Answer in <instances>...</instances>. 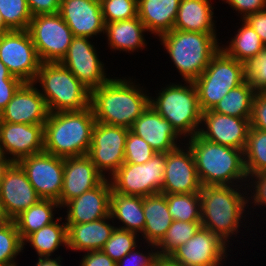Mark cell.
<instances>
[{"label":"cell","mask_w":266,"mask_h":266,"mask_svg":"<svg viewBox=\"0 0 266 266\" xmlns=\"http://www.w3.org/2000/svg\"><path fill=\"white\" fill-rule=\"evenodd\" d=\"M126 78H110L91 90L90 106L96 122L130 129L150 105L148 90Z\"/></svg>","instance_id":"6da1fadb"},{"label":"cell","mask_w":266,"mask_h":266,"mask_svg":"<svg viewBox=\"0 0 266 266\" xmlns=\"http://www.w3.org/2000/svg\"><path fill=\"white\" fill-rule=\"evenodd\" d=\"M186 140L202 186H246L248 176L242 150L213 143L198 133Z\"/></svg>","instance_id":"7a4b0ae2"},{"label":"cell","mask_w":266,"mask_h":266,"mask_svg":"<svg viewBox=\"0 0 266 266\" xmlns=\"http://www.w3.org/2000/svg\"><path fill=\"white\" fill-rule=\"evenodd\" d=\"M199 194L201 226L215 233L229 246L230 238L240 232V226L247 217L244 215L248 208L246 186H202Z\"/></svg>","instance_id":"3957f363"},{"label":"cell","mask_w":266,"mask_h":266,"mask_svg":"<svg viewBox=\"0 0 266 266\" xmlns=\"http://www.w3.org/2000/svg\"><path fill=\"white\" fill-rule=\"evenodd\" d=\"M95 122L91 106L49 113L44 124V151L63 158L87 155Z\"/></svg>","instance_id":"277c9868"},{"label":"cell","mask_w":266,"mask_h":266,"mask_svg":"<svg viewBox=\"0 0 266 266\" xmlns=\"http://www.w3.org/2000/svg\"><path fill=\"white\" fill-rule=\"evenodd\" d=\"M218 35L173 29L159 36L184 81H194L221 49Z\"/></svg>","instance_id":"5b68a950"},{"label":"cell","mask_w":266,"mask_h":266,"mask_svg":"<svg viewBox=\"0 0 266 266\" xmlns=\"http://www.w3.org/2000/svg\"><path fill=\"white\" fill-rule=\"evenodd\" d=\"M33 83L39 84L49 113L80 111L90 106L91 90L60 62L41 63Z\"/></svg>","instance_id":"8992f818"},{"label":"cell","mask_w":266,"mask_h":266,"mask_svg":"<svg viewBox=\"0 0 266 266\" xmlns=\"http://www.w3.org/2000/svg\"><path fill=\"white\" fill-rule=\"evenodd\" d=\"M184 83H170L166 87H162L158 96H150V105L186 141V138L193 137L199 132L202 111L193 81Z\"/></svg>","instance_id":"52a82bcc"},{"label":"cell","mask_w":266,"mask_h":266,"mask_svg":"<svg viewBox=\"0 0 266 266\" xmlns=\"http://www.w3.org/2000/svg\"><path fill=\"white\" fill-rule=\"evenodd\" d=\"M246 81V64L220 49L203 73L193 81L202 112L211 110L231 89Z\"/></svg>","instance_id":"ba28073f"},{"label":"cell","mask_w":266,"mask_h":266,"mask_svg":"<svg viewBox=\"0 0 266 266\" xmlns=\"http://www.w3.org/2000/svg\"><path fill=\"white\" fill-rule=\"evenodd\" d=\"M166 153H155L144 164L123 163L111 176L115 192L145 197L160 193L164 179Z\"/></svg>","instance_id":"9c48e42d"},{"label":"cell","mask_w":266,"mask_h":266,"mask_svg":"<svg viewBox=\"0 0 266 266\" xmlns=\"http://www.w3.org/2000/svg\"><path fill=\"white\" fill-rule=\"evenodd\" d=\"M27 30L42 63L61 62L74 38L59 13L32 16Z\"/></svg>","instance_id":"30bf717a"},{"label":"cell","mask_w":266,"mask_h":266,"mask_svg":"<svg viewBox=\"0 0 266 266\" xmlns=\"http://www.w3.org/2000/svg\"><path fill=\"white\" fill-rule=\"evenodd\" d=\"M0 60L23 82H34L42 63L28 30H9L0 36Z\"/></svg>","instance_id":"8fae6325"},{"label":"cell","mask_w":266,"mask_h":266,"mask_svg":"<svg viewBox=\"0 0 266 266\" xmlns=\"http://www.w3.org/2000/svg\"><path fill=\"white\" fill-rule=\"evenodd\" d=\"M129 130L121 126L95 122L87 155L105 178L112 176L124 163V148ZM106 173L109 175H105Z\"/></svg>","instance_id":"7c38bea8"},{"label":"cell","mask_w":266,"mask_h":266,"mask_svg":"<svg viewBox=\"0 0 266 266\" xmlns=\"http://www.w3.org/2000/svg\"><path fill=\"white\" fill-rule=\"evenodd\" d=\"M18 164L41 199H60L63 188V157L43 151L21 159Z\"/></svg>","instance_id":"4fadbf2b"},{"label":"cell","mask_w":266,"mask_h":266,"mask_svg":"<svg viewBox=\"0 0 266 266\" xmlns=\"http://www.w3.org/2000/svg\"><path fill=\"white\" fill-rule=\"evenodd\" d=\"M91 38L74 36L61 64L90 90L106 83L110 76L105 73V64L99 59Z\"/></svg>","instance_id":"5bb4252c"},{"label":"cell","mask_w":266,"mask_h":266,"mask_svg":"<svg viewBox=\"0 0 266 266\" xmlns=\"http://www.w3.org/2000/svg\"><path fill=\"white\" fill-rule=\"evenodd\" d=\"M41 198L18 163H12L0 183V212L6 220H14Z\"/></svg>","instance_id":"9a60e30c"},{"label":"cell","mask_w":266,"mask_h":266,"mask_svg":"<svg viewBox=\"0 0 266 266\" xmlns=\"http://www.w3.org/2000/svg\"><path fill=\"white\" fill-rule=\"evenodd\" d=\"M43 151L44 124L10 123L0 120V153L12 163H18L25 157Z\"/></svg>","instance_id":"2e32d148"},{"label":"cell","mask_w":266,"mask_h":266,"mask_svg":"<svg viewBox=\"0 0 266 266\" xmlns=\"http://www.w3.org/2000/svg\"><path fill=\"white\" fill-rule=\"evenodd\" d=\"M228 247L215 233L201 227L170 256L184 266H223Z\"/></svg>","instance_id":"e0dca14e"},{"label":"cell","mask_w":266,"mask_h":266,"mask_svg":"<svg viewBox=\"0 0 266 266\" xmlns=\"http://www.w3.org/2000/svg\"><path fill=\"white\" fill-rule=\"evenodd\" d=\"M185 146H178L166 153L161 193L189 194L200 192L202 185L194 157L190 147L187 144Z\"/></svg>","instance_id":"ac0fdd59"},{"label":"cell","mask_w":266,"mask_h":266,"mask_svg":"<svg viewBox=\"0 0 266 266\" xmlns=\"http://www.w3.org/2000/svg\"><path fill=\"white\" fill-rule=\"evenodd\" d=\"M249 128L250 119L219 114L211 109L202 112L198 134L213 143L244 151Z\"/></svg>","instance_id":"d6986e66"},{"label":"cell","mask_w":266,"mask_h":266,"mask_svg":"<svg viewBox=\"0 0 266 266\" xmlns=\"http://www.w3.org/2000/svg\"><path fill=\"white\" fill-rule=\"evenodd\" d=\"M48 115L45 99L37 85L24 82L0 113V120L10 123L45 124Z\"/></svg>","instance_id":"ffe728a7"},{"label":"cell","mask_w":266,"mask_h":266,"mask_svg":"<svg viewBox=\"0 0 266 266\" xmlns=\"http://www.w3.org/2000/svg\"><path fill=\"white\" fill-rule=\"evenodd\" d=\"M112 186L109 178L99 185L85 191L66 202L61 208H67L66 224L88 223L110 215V197Z\"/></svg>","instance_id":"44dd1931"},{"label":"cell","mask_w":266,"mask_h":266,"mask_svg":"<svg viewBox=\"0 0 266 266\" xmlns=\"http://www.w3.org/2000/svg\"><path fill=\"white\" fill-rule=\"evenodd\" d=\"M59 14L74 36L95 38L97 34L104 35L100 0H61Z\"/></svg>","instance_id":"7402d4cb"},{"label":"cell","mask_w":266,"mask_h":266,"mask_svg":"<svg viewBox=\"0 0 266 266\" xmlns=\"http://www.w3.org/2000/svg\"><path fill=\"white\" fill-rule=\"evenodd\" d=\"M130 131L145 140L157 153L170 152L181 146V141L184 142L172 125L151 105L135 120ZM179 138L182 140L178 141Z\"/></svg>","instance_id":"603a6c76"},{"label":"cell","mask_w":266,"mask_h":266,"mask_svg":"<svg viewBox=\"0 0 266 266\" xmlns=\"http://www.w3.org/2000/svg\"><path fill=\"white\" fill-rule=\"evenodd\" d=\"M104 179L88 155L64 158L63 188L58 203L62 207L69 200L93 189Z\"/></svg>","instance_id":"cb8c5ba5"},{"label":"cell","mask_w":266,"mask_h":266,"mask_svg":"<svg viewBox=\"0 0 266 266\" xmlns=\"http://www.w3.org/2000/svg\"><path fill=\"white\" fill-rule=\"evenodd\" d=\"M111 216L101 218L88 223L66 224L67 225V248L71 251H95L101 250L111 237L116 226L110 221Z\"/></svg>","instance_id":"d4e9b609"},{"label":"cell","mask_w":266,"mask_h":266,"mask_svg":"<svg viewBox=\"0 0 266 266\" xmlns=\"http://www.w3.org/2000/svg\"><path fill=\"white\" fill-rule=\"evenodd\" d=\"M148 32L139 17L114 21L105 24L107 44L112 51H125L129 54L146 48L144 33ZM145 47V48H144Z\"/></svg>","instance_id":"484cf974"},{"label":"cell","mask_w":266,"mask_h":266,"mask_svg":"<svg viewBox=\"0 0 266 266\" xmlns=\"http://www.w3.org/2000/svg\"><path fill=\"white\" fill-rule=\"evenodd\" d=\"M181 0H138V17L155 37L172 31Z\"/></svg>","instance_id":"4316f807"},{"label":"cell","mask_w":266,"mask_h":266,"mask_svg":"<svg viewBox=\"0 0 266 266\" xmlns=\"http://www.w3.org/2000/svg\"><path fill=\"white\" fill-rule=\"evenodd\" d=\"M211 0H181L173 29L217 35Z\"/></svg>","instance_id":"83f0119b"},{"label":"cell","mask_w":266,"mask_h":266,"mask_svg":"<svg viewBox=\"0 0 266 266\" xmlns=\"http://www.w3.org/2000/svg\"><path fill=\"white\" fill-rule=\"evenodd\" d=\"M143 211L145 227L140 237H143L146 244L157 245L173 222L164 193L143 197Z\"/></svg>","instance_id":"f1b7e54d"},{"label":"cell","mask_w":266,"mask_h":266,"mask_svg":"<svg viewBox=\"0 0 266 266\" xmlns=\"http://www.w3.org/2000/svg\"><path fill=\"white\" fill-rule=\"evenodd\" d=\"M110 216L112 220H119L123 225L116 226L139 235L145 227L143 211V197L124 195L112 189L110 197Z\"/></svg>","instance_id":"f546056e"},{"label":"cell","mask_w":266,"mask_h":266,"mask_svg":"<svg viewBox=\"0 0 266 266\" xmlns=\"http://www.w3.org/2000/svg\"><path fill=\"white\" fill-rule=\"evenodd\" d=\"M57 220L41 229L31 233L23 240V250L27 243H30V247L35 249L38 259H52V253L59 248V246H65L67 250L68 237H67V225L62 221V216L56 217Z\"/></svg>","instance_id":"4dcf8cb0"},{"label":"cell","mask_w":266,"mask_h":266,"mask_svg":"<svg viewBox=\"0 0 266 266\" xmlns=\"http://www.w3.org/2000/svg\"><path fill=\"white\" fill-rule=\"evenodd\" d=\"M56 208L62 209L58 201L40 199L36 204L31 205L18 215L14 221L21 240L23 241L31 233L55 222L57 220L56 218L54 219Z\"/></svg>","instance_id":"1f68e13d"},{"label":"cell","mask_w":266,"mask_h":266,"mask_svg":"<svg viewBox=\"0 0 266 266\" xmlns=\"http://www.w3.org/2000/svg\"><path fill=\"white\" fill-rule=\"evenodd\" d=\"M242 24L235 36L227 42V46L221 44V49L230 57L247 64L266 46L252 26L242 19ZM225 47V48H224Z\"/></svg>","instance_id":"d6a6232c"},{"label":"cell","mask_w":266,"mask_h":266,"mask_svg":"<svg viewBox=\"0 0 266 266\" xmlns=\"http://www.w3.org/2000/svg\"><path fill=\"white\" fill-rule=\"evenodd\" d=\"M256 93L246 80L238 87L231 89L212 110L223 115L251 119Z\"/></svg>","instance_id":"836d02e7"},{"label":"cell","mask_w":266,"mask_h":266,"mask_svg":"<svg viewBox=\"0 0 266 266\" xmlns=\"http://www.w3.org/2000/svg\"><path fill=\"white\" fill-rule=\"evenodd\" d=\"M243 154L247 176L266 173V131L250 127Z\"/></svg>","instance_id":"e575fe53"},{"label":"cell","mask_w":266,"mask_h":266,"mask_svg":"<svg viewBox=\"0 0 266 266\" xmlns=\"http://www.w3.org/2000/svg\"><path fill=\"white\" fill-rule=\"evenodd\" d=\"M164 195L168 204V212L173 220L186 222L201 221V196L199 193H164Z\"/></svg>","instance_id":"d590c367"},{"label":"cell","mask_w":266,"mask_h":266,"mask_svg":"<svg viewBox=\"0 0 266 266\" xmlns=\"http://www.w3.org/2000/svg\"><path fill=\"white\" fill-rule=\"evenodd\" d=\"M201 221L173 220L163 239L156 245L159 255H171L175 249L185 244L201 228Z\"/></svg>","instance_id":"8d00e7d4"},{"label":"cell","mask_w":266,"mask_h":266,"mask_svg":"<svg viewBox=\"0 0 266 266\" xmlns=\"http://www.w3.org/2000/svg\"><path fill=\"white\" fill-rule=\"evenodd\" d=\"M23 250L14 220H5L0 225V266L16 265L15 259Z\"/></svg>","instance_id":"74e56055"},{"label":"cell","mask_w":266,"mask_h":266,"mask_svg":"<svg viewBox=\"0 0 266 266\" xmlns=\"http://www.w3.org/2000/svg\"><path fill=\"white\" fill-rule=\"evenodd\" d=\"M0 14L4 32L27 30L32 19L27 0H0Z\"/></svg>","instance_id":"f35d334b"},{"label":"cell","mask_w":266,"mask_h":266,"mask_svg":"<svg viewBox=\"0 0 266 266\" xmlns=\"http://www.w3.org/2000/svg\"><path fill=\"white\" fill-rule=\"evenodd\" d=\"M139 236L134 232L116 227L101 250L117 263L135 247H138Z\"/></svg>","instance_id":"ab89813d"},{"label":"cell","mask_w":266,"mask_h":266,"mask_svg":"<svg viewBox=\"0 0 266 266\" xmlns=\"http://www.w3.org/2000/svg\"><path fill=\"white\" fill-rule=\"evenodd\" d=\"M105 24L138 17V0H100Z\"/></svg>","instance_id":"60d3db41"},{"label":"cell","mask_w":266,"mask_h":266,"mask_svg":"<svg viewBox=\"0 0 266 266\" xmlns=\"http://www.w3.org/2000/svg\"><path fill=\"white\" fill-rule=\"evenodd\" d=\"M124 163L144 164L156 153L151 146L129 130L125 142Z\"/></svg>","instance_id":"b9f144b4"},{"label":"cell","mask_w":266,"mask_h":266,"mask_svg":"<svg viewBox=\"0 0 266 266\" xmlns=\"http://www.w3.org/2000/svg\"><path fill=\"white\" fill-rule=\"evenodd\" d=\"M246 80L257 93L266 91V47L247 62Z\"/></svg>","instance_id":"7bdbcfd3"},{"label":"cell","mask_w":266,"mask_h":266,"mask_svg":"<svg viewBox=\"0 0 266 266\" xmlns=\"http://www.w3.org/2000/svg\"><path fill=\"white\" fill-rule=\"evenodd\" d=\"M246 185H247L246 190H247V192H249L247 194V196H249V197H247L248 209L251 210V207L249 208V204H253L254 207L256 205H257V207L258 206L259 207H261V206L266 207V173H258V174L248 175ZM250 192H251V194H250Z\"/></svg>","instance_id":"ee69618b"},{"label":"cell","mask_w":266,"mask_h":266,"mask_svg":"<svg viewBox=\"0 0 266 266\" xmlns=\"http://www.w3.org/2000/svg\"><path fill=\"white\" fill-rule=\"evenodd\" d=\"M151 248L146 253L138 251L135 247L131 252L126 254L120 261L116 263V266H153V261L158 255L157 247L154 244H148ZM137 249V250H136Z\"/></svg>","instance_id":"f6af8a7d"},{"label":"cell","mask_w":266,"mask_h":266,"mask_svg":"<svg viewBox=\"0 0 266 266\" xmlns=\"http://www.w3.org/2000/svg\"><path fill=\"white\" fill-rule=\"evenodd\" d=\"M250 127L266 131V91L254 97Z\"/></svg>","instance_id":"bcb514c9"},{"label":"cell","mask_w":266,"mask_h":266,"mask_svg":"<svg viewBox=\"0 0 266 266\" xmlns=\"http://www.w3.org/2000/svg\"><path fill=\"white\" fill-rule=\"evenodd\" d=\"M230 7L238 11L241 20L245 19L248 15L266 9V0H222Z\"/></svg>","instance_id":"7dc6e473"},{"label":"cell","mask_w":266,"mask_h":266,"mask_svg":"<svg viewBox=\"0 0 266 266\" xmlns=\"http://www.w3.org/2000/svg\"><path fill=\"white\" fill-rule=\"evenodd\" d=\"M61 0H27L32 16L59 13Z\"/></svg>","instance_id":"c3c4849f"},{"label":"cell","mask_w":266,"mask_h":266,"mask_svg":"<svg viewBox=\"0 0 266 266\" xmlns=\"http://www.w3.org/2000/svg\"><path fill=\"white\" fill-rule=\"evenodd\" d=\"M79 266H116L108 255L102 250L85 252Z\"/></svg>","instance_id":"681fc988"},{"label":"cell","mask_w":266,"mask_h":266,"mask_svg":"<svg viewBox=\"0 0 266 266\" xmlns=\"http://www.w3.org/2000/svg\"><path fill=\"white\" fill-rule=\"evenodd\" d=\"M23 83L22 80H0V113Z\"/></svg>","instance_id":"f907efd6"},{"label":"cell","mask_w":266,"mask_h":266,"mask_svg":"<svg viewBox=\"0 0 266 266\" xmlns=\"http://www.w3.org/2000/svg\"><path fill=\"white\" fill-rule=\"evenodd\" d=\"M244 20L252 26L266 46V9L252 13Z\"/></svg>","instance_id":"816d5d0a"},{"label":"cell","mask_w":266,"mask_h":266,"mask_svg":"<svg viewBox=\"0 0 266 266\" xmlns=\"http://www.w3.org/2000/svg\"><path fill=\"white\" fill-rule=\"evenodd\" d=\"M153 266H184L170 255H157L153 261Z\"/></svg>","instance_id":"f5cc1de1"},{"label":"cell","mask_w":266,"mask_h":266,"mask_svg":"<svg viewBox=\"0 0 266 266\" xmlns=\"http://www.w3.org/2000/svg\"><path fill=\"white\" fill-rule=\"evenodd\" d=\"M61 256L55 257L54 259H38L35 266H62Z\"/></svg>","instance_id":"db71d44e"},{"label":"cell","mask_w":266,"mask_h":266,"mask_svg":"<svg viewBox=\"0 0 266 266\" xmlns=\"http://www.w3.org/2000/svg\"><path fill=\"white\" fill-rule=\"evenodd\" d=\"M0 80H21L18 77L13 76L5 66V64L0 60Z\"/></svg>","instance_id":"11a10c76"},{"label":"cell","mask_w":266,"mask_h":266,"mask_svg":"<svg viewBox=\"0 0 266 266\" xmlns=\"http://www.w3.org/2000/svg\"><path fill=\"white\" fill-rule=\"evenodd\" d=\"M11 164L12 162L10 161V159L0 153V183L4 177L5 171L9 168Z\"/></svg>","instance_id":"9f6ffc18"},{"label":"cell","mask_w":266,"mask_h":266,"mask_svg":"<svg viewBox=\"0 0 266 266\" xmlns=\"http://www.w3.org/2000/svg\"><path fill=\"white\" fill-rule=\"evenodd\" d=\"M4 33V23L0 14V36Z\"/></svg>","instance_id":"6f0895ef"},{"label":"cell","mask_w":266,"mask_h":266,"mask_svg":"<svg viewBox=\"0 0 266 266\" xmlns=\"http://www.w3.org/2000/svg\"><path fill=\"white\" fill-rule=\"evenodd\" d=\"M6 219H0V225L5 221Z\"/></svg>","instance_id":"680465c9"},{"label":"cell","mask_w":266,"mask_h":266,"mask_svg":"<svg viewBox=\"0 0 266 266\" xmlns=\"http://www.w3.org/2000/svg\"><path fill=\"white\" fill-rule=\"evenodd\" d=\"M0 219H5V218L2 216L1 212H0Z\"/></svg>","instance_id":"91938a15"}]
</instances>
